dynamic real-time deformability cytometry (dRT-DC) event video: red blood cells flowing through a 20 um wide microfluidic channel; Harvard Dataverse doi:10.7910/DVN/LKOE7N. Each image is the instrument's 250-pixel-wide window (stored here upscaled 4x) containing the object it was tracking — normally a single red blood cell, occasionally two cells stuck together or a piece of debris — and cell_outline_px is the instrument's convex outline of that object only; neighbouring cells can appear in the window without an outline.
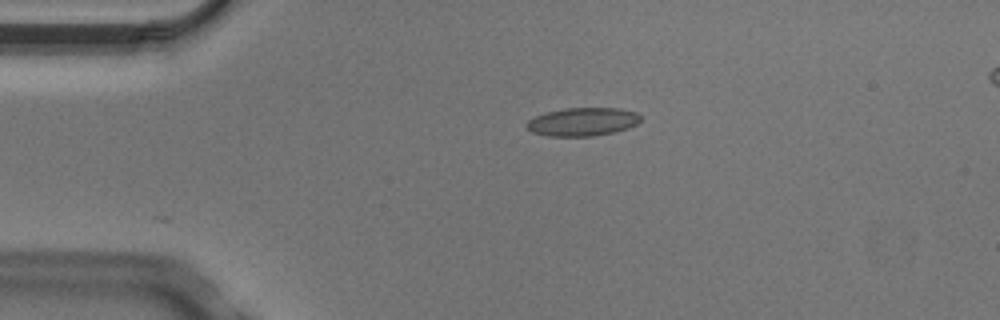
{"species": "Egyptian fruit bat (a non-hibernating species)", "species_latin": "Rousettus aegyptiacus", "temperature_condition": "cold", "stored_images_in_passage": 6, "camera_frame_rate_fps": 3000, "um_per_image_px": 0.085, "animal": {"sex": "male"}, "frame": {"image": 1, "passage_image": 4, "time_ms": 1.0, "image_size_px": [1000, 320], "cell_outline_px": [[640, 120], [636, 124], [628, 128], [612, 132], [592, 136], [548, 136], [532, 132], [524, 124], [528, 120], [536, 116], [548, 112], [564, 108], [620, 108], [636, 112], [640, 116]], "centroid_in_image_um": [49.51, 10.35], "position_along_channel_um": 35.5, "area_um2": 18.67}}